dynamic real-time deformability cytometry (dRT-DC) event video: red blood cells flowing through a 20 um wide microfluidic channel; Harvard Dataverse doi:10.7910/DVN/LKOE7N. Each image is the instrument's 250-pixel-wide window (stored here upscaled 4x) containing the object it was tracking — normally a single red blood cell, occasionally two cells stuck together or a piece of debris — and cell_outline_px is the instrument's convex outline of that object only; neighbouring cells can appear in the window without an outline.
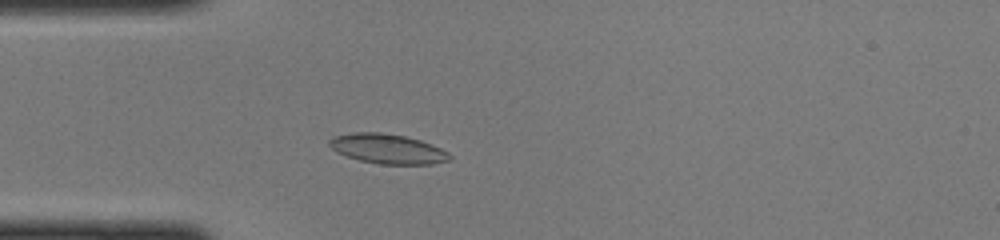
{"species": "common noctule bat (a hibernating species)", "species_latin": "Nyctalus noctula", "temperature_condition": "cold", "stored_images_in_passage": 43, "camera_frame_rate_fps": 3000, "um_per_image_px": 0.085, "animal": {"sex": "female", "body_mass_g": 22.0, "forearm_length_mm": 56.7}, "frame": {"image": 1, "passage_image": 9, "time_ms": 2.667, "image_size_px": [1000, 240], "cell_outline_px": [[452, 156], [448, 160], [432, 164], [380, 164], [360, 160], [336, 152], [328, 144], [328, 140], [332, 136], [352, 132], [380, 132], [404, 136], [420, 140], [440, 148], [448, 152]], "centroid_in_image_um": [32.91, 12.64], "position_along_channel_um": 52.1, "area_um2": 20.75}}
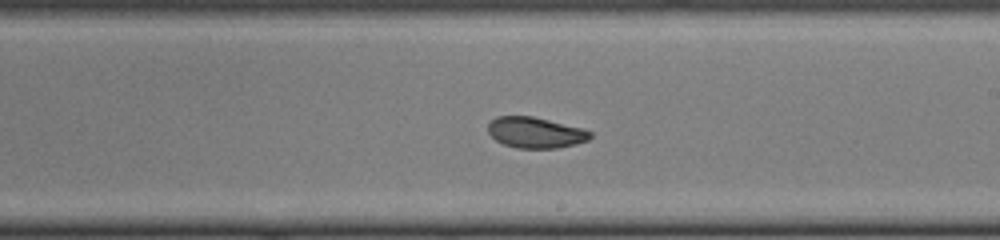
{"frame": {"image": 2, "passage_image": 23, "time_ms": 7.333, "image_size_px": [1000, 240], "cell_outline_px": [[592, 136], [588, 140], [576, 144], [556, 148], [516, 148], [504, 144], [496, 140], [488, 132], [488, 124], [496, 116], [532, 116], [584, 128], [592, 132]], "centroid_in_image_um": [45.53, 11.26], "position_along_channel_um": 243.5, "area_um2": 18.44}}
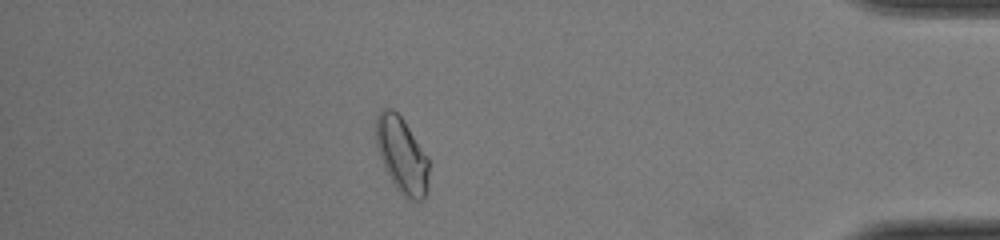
{"frame": {"image": 3, "passage_image": 37, "time_ms": 12.0, "image_size_px": [1000, 240], "cell_outline_px": [[428, 188], [424, 200], [416, 204], [408, 200], [396, 188], [384, 168], [376, 144], [376, 116], [384, 108], [392, 108], [404, 120], [428, 156]], "centroid_in_image_um": [34.18, 13.24], "position_along_channel_um": 401.0, "area_um2": 23.7}}